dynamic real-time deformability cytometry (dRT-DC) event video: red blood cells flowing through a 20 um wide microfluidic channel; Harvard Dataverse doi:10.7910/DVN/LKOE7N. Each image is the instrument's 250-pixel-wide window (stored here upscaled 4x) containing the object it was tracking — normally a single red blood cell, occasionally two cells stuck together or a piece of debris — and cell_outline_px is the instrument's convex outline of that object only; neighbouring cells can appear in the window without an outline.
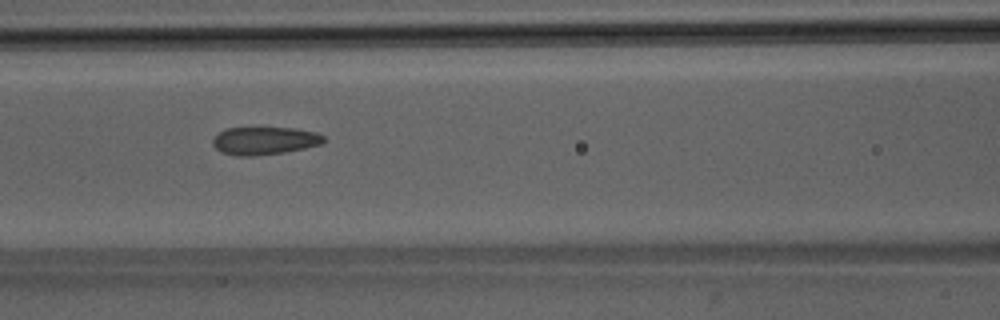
{"species": "Egyptian fruit bat (a non-hibernating species)", "species_latin": "Rousettus aegyptiacus", "temperature_condition": "room temperature", "stored_images_in_passage": 35, "camera_frame_rate_fps": 3000, "um_per_image_px": 0.085, "animal": {"sex": "male"}, "frame": {"image": 1, "passage_image": 7, "time_ms": 2.0, "image_size_px": [1000, 320], "cell_outline_px": [[324, 140], [320, 144], [304, 148], [284, 152], [256, 156], [236, 156], [220, 152], [212, 144], [212, 140], [224, 128], [296, 128], [316, 132], [324, 136]], "centroid_in_image_um": [22.46, 11.96], "position_along_channel_um": 144.1, "area_um2": 17.98}}
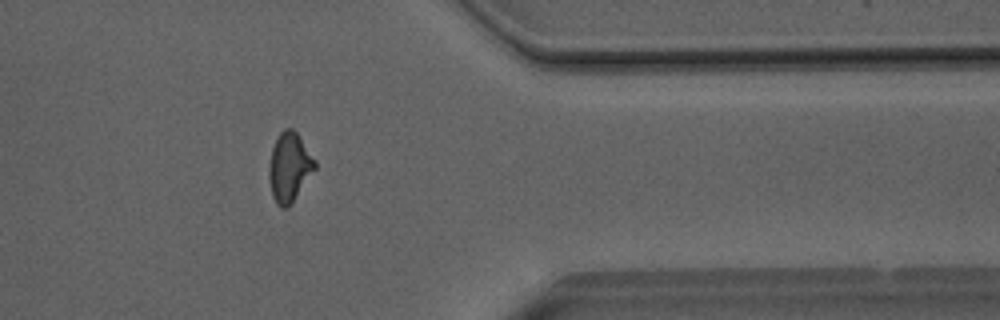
{"frame": {"image": 2, "passage_image": 26, "time_ms": 8.333, "image_size_px": [1000, 320], "cell_outline_px": [[316, 168], [288, 208], [280, 208], [276, 204], [272, 196], [268, 172], [268, 168], [272, 148], [276, 136], [284, 128], [292, 128], [296, 132], [316, 160]], "centroid_in_image_um": [24.58, 14.21], "position_along_channel_um": 386.8, "area_um2": 18.55}}
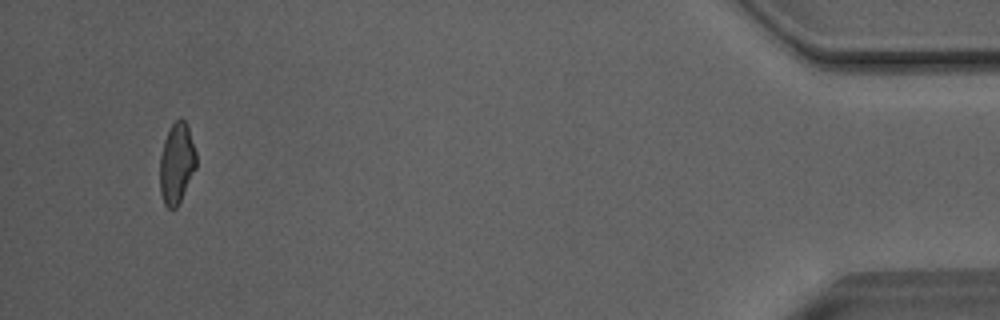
{"frame": {"image": 3, "passage_image": 33, "time_ms": 10.667, "image_size_px": [1000, 320], "cell_outline_px": [[196, 168], [176, 208], [168, 208], [164, 204], [160, 192], [160, 156], [164, 140], [172, 124], [180, 116], [188, 124], [196, 152]], "centroid_in_image_um": [15.02, 13.85], "position_along_channel_um": 420.2, "area_um2": 17.11}, "authors_computed_cell_mechanics": {"area_um2": 18.0336, "velocity_mm_per_s": 4.0684, "shape_relaxation_time_tau1_ms": null, "shape_relaxation_time_tau2_ms": 1.0378, "deformation_change_tau1": null, "deformation_change_tau2": 0.0683}}